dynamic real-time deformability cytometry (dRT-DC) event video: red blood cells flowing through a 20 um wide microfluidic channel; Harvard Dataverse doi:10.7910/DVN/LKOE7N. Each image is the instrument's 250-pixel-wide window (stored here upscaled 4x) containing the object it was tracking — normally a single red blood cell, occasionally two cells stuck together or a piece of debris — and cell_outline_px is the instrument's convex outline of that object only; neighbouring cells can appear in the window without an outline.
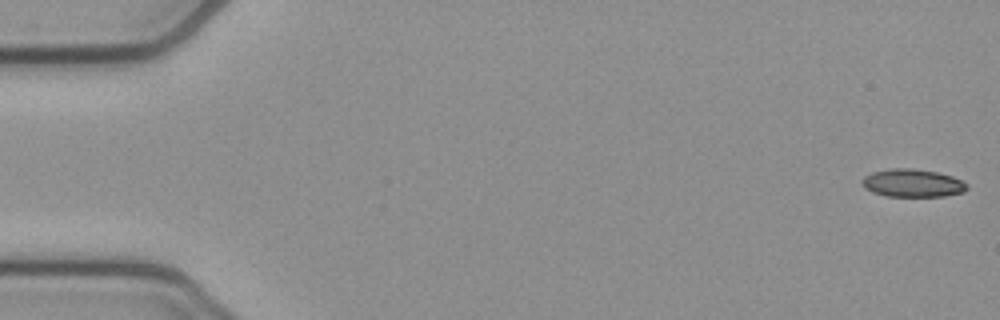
{"species": "common noctule bat (a hibernating species)", "species_latin": "Nyctalus noctula", "temperature_condition": "cold", "stored_images_in_passage": 53, "camera_frame_rate_fps": 3000, "um_per_image_px": 0.085, "animal": {"sex": "female", "body_mass_g": 21.9}, "frame": {"image": 1, "passage_image": 1, "time_ms": 0.0, "image_size_px": [1000, 320], "cell_outline_px": [[968, 188], [964, 192], [944, 196], [888, 196], [872, 192], [864, 188], [860, 184], [860, 180], [864, 176], [872, 172], [892, 168], [912, 168], [936, 172], [952, 176], [968, 184]], "centroid_in_image_um": [77.53, 15.56], "position_along_channel_um": 7.5, "area_um2": 17.17}}
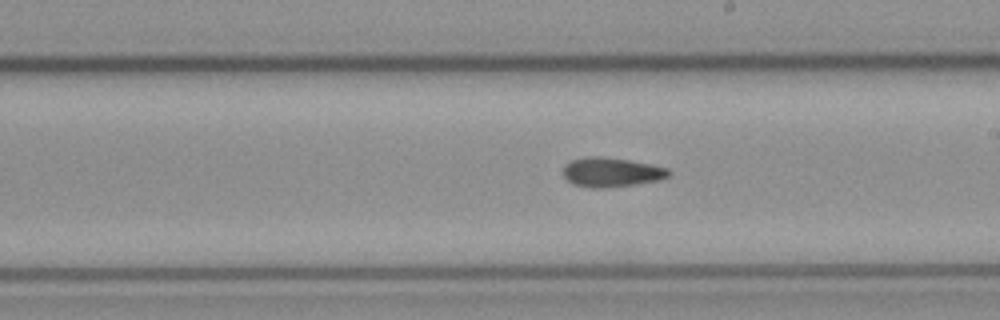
{"frame": {"image": 2, "passage_image": 30, "time_ms": 9.667, "image_size_px": [1000, 320], "cell_outline_px": [[672, 172], [668, 176], [660, 180], [636, 184], [604, 188], [592, 188], [572, 184], [560, 172], [564, 164], [572, 160], [588, 156], [600, 156], [628, 160], [652, 164], [668, 168]], "centroid_in_image_um": [51.94, 14.64], "position_along_channel_um": 237.1, "area_um2": 18.32}}
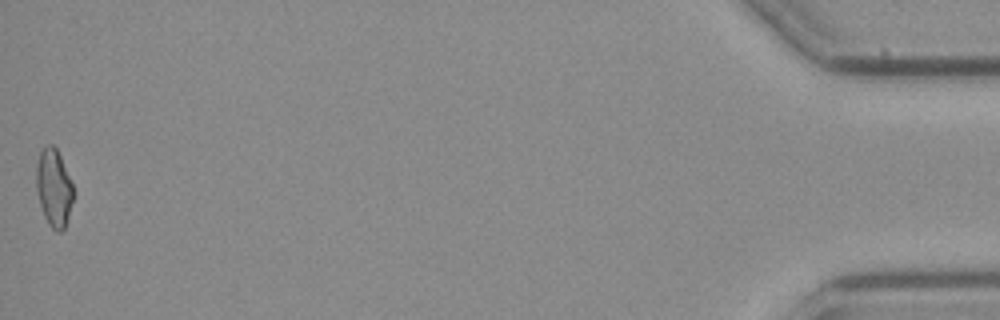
{"frame": {"image": 3, "passage_image": 53, "time_ms": 17.333, "image_size_px": [1000, 320], "cell_outline_px": [[76, 192], [64, 228], [60, 232], [56, 232], [48, 224], [44, 216], [40, 204], [36, 188], [36, 164], [40, 152], [48, 144], [52, 144], [56, 148], [60, 156]], "centroid_in_image_um": [4.58, 15.98], "position_along_channel_um": 430.6, "area_um2": 16.82}, "authors_computed_cell_mechanics": {"area_um2": 17.4556, "velocity_mm_per_s": 3.8611, "shape_relaxation_time_tau1_ms": null, "shape_relaxation_time_tau2_ms": 2.4679, "deformation_change_tau1": null, "deformation_change_tau2": 0.0922}}